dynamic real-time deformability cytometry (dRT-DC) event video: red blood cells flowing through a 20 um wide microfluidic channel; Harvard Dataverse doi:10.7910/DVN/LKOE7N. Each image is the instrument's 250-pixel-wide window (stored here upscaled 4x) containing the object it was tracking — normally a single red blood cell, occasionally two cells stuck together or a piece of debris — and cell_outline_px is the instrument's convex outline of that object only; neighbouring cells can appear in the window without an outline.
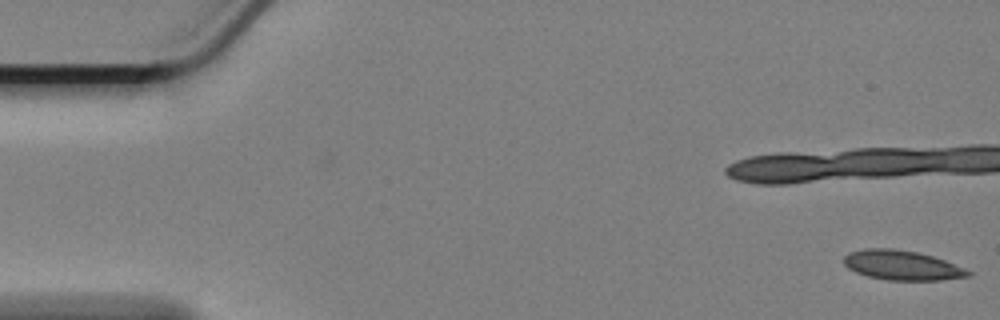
{"species": "Egyptian fruit bat (a non-hibernating species)", "species_latin": "Rousettus aegyptiacus", "temperature_condition": "cold", "stored_images_in_passage": 15, "camera_frame_rate_fps": 3000, "um_per_image_px": 0.085, "animal": {"sex": "female"}, "frame": {"image": 1, "passage_image": 1, "time_ms": 0.0, "image_size_px": [1000, 320], "cell_outline_px": [[972, 276], [940, 280], [888, 280], [868, 276], [856, 272], [848, 268], [844, 264], [844, 256], [848, 252], [864, 248], [892, 248], [916, 252], [932, 256], [944, 260], [964, 268], [972, 272]], "centroid_in_image_um": [76.65, 22.54], "position_along_channel_um": 8.3, "area_um2": 21.44}}